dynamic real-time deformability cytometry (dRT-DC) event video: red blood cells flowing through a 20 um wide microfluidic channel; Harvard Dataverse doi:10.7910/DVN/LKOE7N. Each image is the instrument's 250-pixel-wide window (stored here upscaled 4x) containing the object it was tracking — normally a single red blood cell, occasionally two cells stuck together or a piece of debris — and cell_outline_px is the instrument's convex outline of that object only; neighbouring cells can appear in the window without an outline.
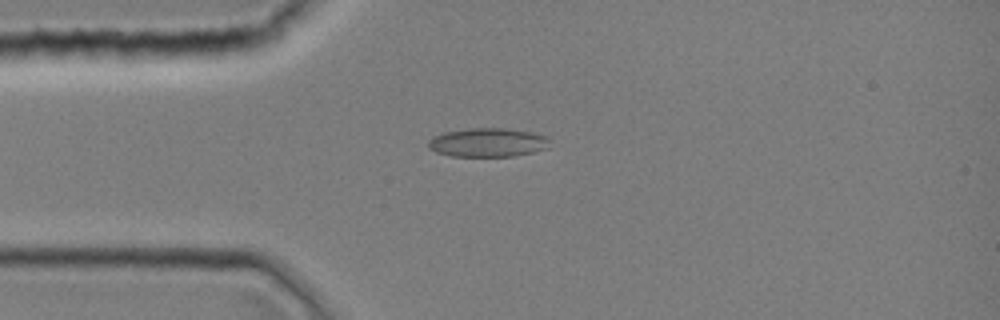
{"species": "common noctule bat (a hibernating species)", "species_latin": "Nyctalus noctula", "temperature_condition": "room temperature", "stored_images_in_passage": 27, "camera_frame_rate_fps": 3000, "um_per_image_px": 0.085, "animal": {"sex": "female", "body_mass_g": 19.0, "forearm_length_mm": 51.5}, "frame": {"image": 1, "passage_image": 1, "time_ms": 0.0, "image_size_px": [1000, 320], "cell_outline_px": [[548, 148], [532, 152], [512, 156], [452, 156], [436, 152], [428, 148], [428, 140], [432, 136], [444, 132], [468, 128], [504, 128], [532, 132], [548, 136]], "centroid_in_image_um": [41.43, 12.1], "position_along_channel_um": 43.6, "area_um2": 20.46}}
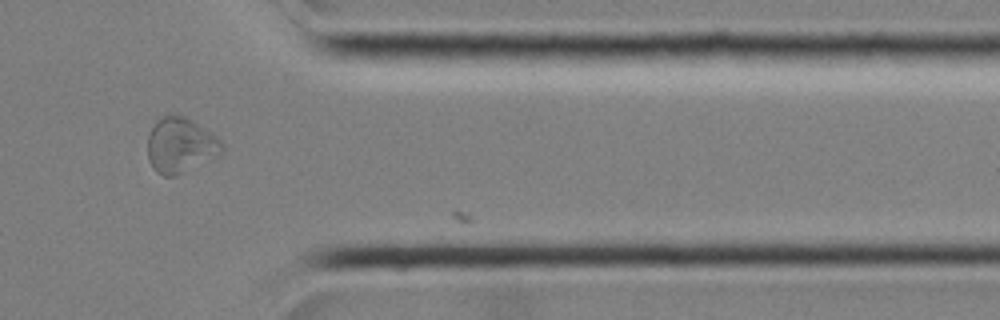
{"frame": {"image": 2, "passage_image": 26, "time_ms": 8.333, "image_size_px": [1000, 320], "cell_outline_px": [[224, 152], [220, 156], [176, 176], [164, 176], [156, 172], [152, 168], [148, 160], [148, 136], [156, 120], [160, 116], [172, 112], [184, 116], [192, 120], [216, 136], [224, 144]], "centroid_in_image_um": [15.35, 12.34], "position_along_channel_um": 396.1, "area_um2": 24.51}}